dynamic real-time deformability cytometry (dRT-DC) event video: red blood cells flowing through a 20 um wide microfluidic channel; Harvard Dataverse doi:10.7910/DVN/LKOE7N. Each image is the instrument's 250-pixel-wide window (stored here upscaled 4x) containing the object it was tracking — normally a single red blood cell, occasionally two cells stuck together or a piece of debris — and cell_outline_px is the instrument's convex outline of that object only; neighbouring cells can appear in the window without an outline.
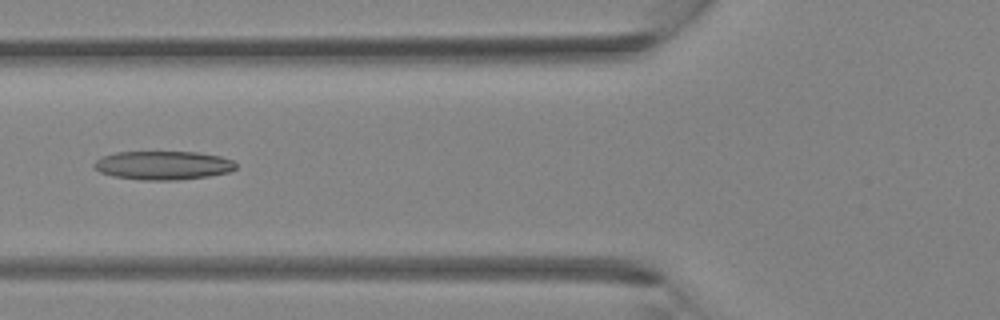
{"species": "Egyptian fruit bat (a non-hibernating species)", "species_latin": "Rousettus aegyptiacus", "temperature_condition": "room temperature", "stored_images_in_passage": 4, "camera_frame_rate_fps": 3000, "um_per_image_px": 0.085, "animal": {"sex": "female"}, "frame": {"image": 1, "passage_image": 4, "time_ms": 4.0, "image_size_px": [1000, 320], "cell_outline_px": [[236, 168], [228, 172], [208, 176], [176, 180], [144, 180], [112, 176], [100, 172], [92, 164], [96, 160], [104, 156], [116, 152], [196, 152], [220, 156], [232, 160], [236, 164]], "centroid_in_image_um": [13.86, 14.05], "position_along_channel_um": 111.9, "area_um2": 23.58}}